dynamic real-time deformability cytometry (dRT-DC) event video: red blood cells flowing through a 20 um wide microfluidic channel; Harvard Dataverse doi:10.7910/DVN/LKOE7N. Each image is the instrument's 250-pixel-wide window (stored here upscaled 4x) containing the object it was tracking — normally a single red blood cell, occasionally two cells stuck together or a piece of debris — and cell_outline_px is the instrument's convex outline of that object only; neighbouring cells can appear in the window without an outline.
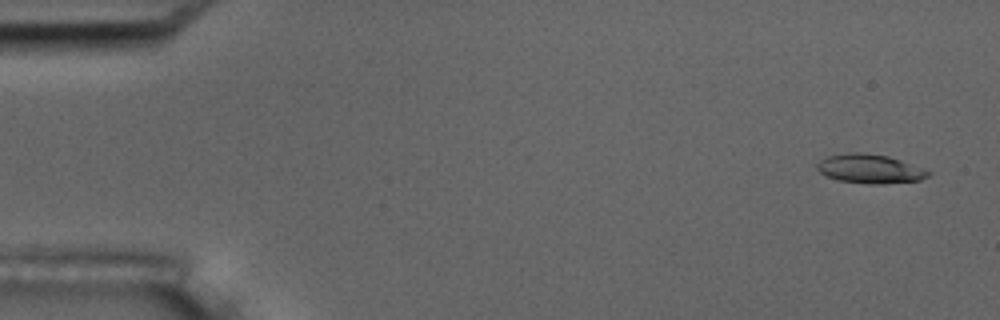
{"species": "common noctule bat (a hibernating species)", "species_latin": "Nyctalus noctula", "temperature_condition": "room temperature", "stored_images_in_passage": 4, "camera_frame_rate_fps": 3000, "um_per_image_px": 0.085, "animal": {"sex": "male", "body_mass_g": 17.5, "forearm_length_mm": 52.3}, "frame": {"image": 1, "passage_image": 1, "time_ms": 0.0, "image_size_px": [1000, 320], "cell_outline_px": [[932, 172], [928, 176], [920, 180], [884, 184], [872, 184], [840, 180], [824, 176], [816, 168], [816, 164], [820, 160], [828, 156], [848, 152], [864, 152], [888, 156], [924, 168]], "centroid_in_image_um": [73.93, 14.34], "position_along_channel_um": 11.1, "area_um2": 18.9}}
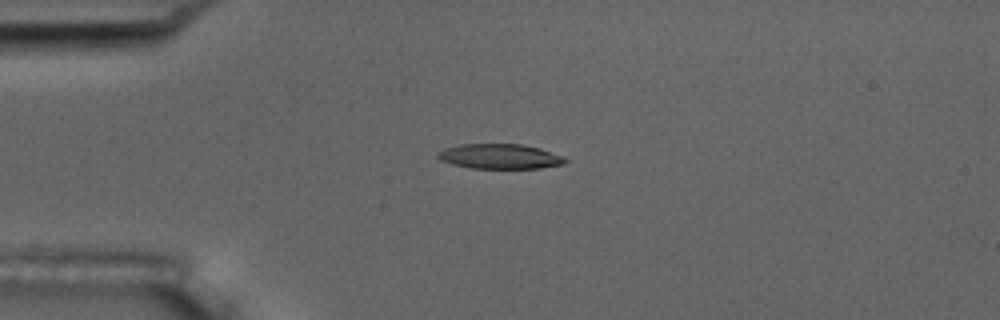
{"frame": {"image": 2, "passage_image": 3, "time_ms": 3.667, "image_size_px": [1000, 320], "cell_outline_px": [[568, 160], [564, 164], [540, 168], [472, 168], [452, 164], [440, 160], [436, 156], [444, 148], [460, 144], [520, 144], [540, 148], [564, 156]], "centroid_in_image_um": [42.51, 13.29], "position_along_channel_um": 42.5, "area_um2": 18.5}}